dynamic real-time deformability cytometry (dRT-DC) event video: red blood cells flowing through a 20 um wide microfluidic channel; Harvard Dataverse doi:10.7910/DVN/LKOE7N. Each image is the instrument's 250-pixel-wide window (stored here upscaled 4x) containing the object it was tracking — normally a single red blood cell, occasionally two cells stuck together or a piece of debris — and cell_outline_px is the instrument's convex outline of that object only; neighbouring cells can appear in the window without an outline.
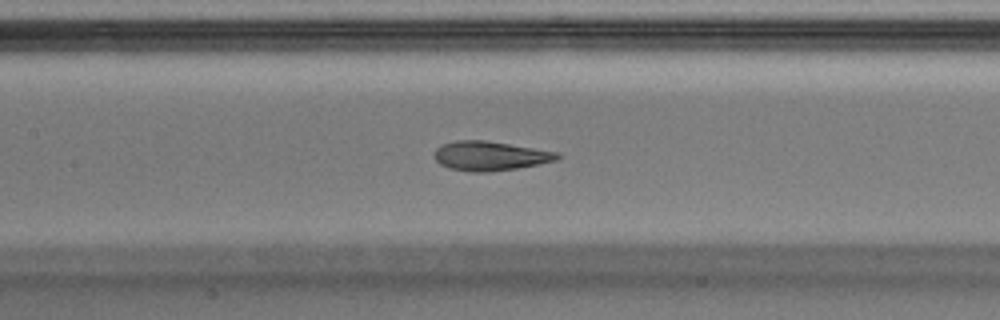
{"species": "Egyptian fruit bat (a non-hibernating species)", "species_latin": "Rousettus aegyptiacus", "temperature_condition": "warm", "stored_images_in_passage": 34, "camera_frame_rate_fps": 3000, "um_per_image_px": 0.085, "animal": {"sex": "male"}, "frame": {"image": 1, "passage_image": 8, "time_ms": 2.333, "image_size_px": [1000, 320], "cell_outline_px": [[560, 156], [556, 160], [516, 168], [488, 172], [472, 172], [448, 168], [440, 164], [436, 160], [436, 148], [440, 144], [456, 140], [484, 140], [560, 152]], "centroid_in_image_um": [41.63, 13.24], "position_along_channel_um": 165.8, "area_um2": 20.87}}
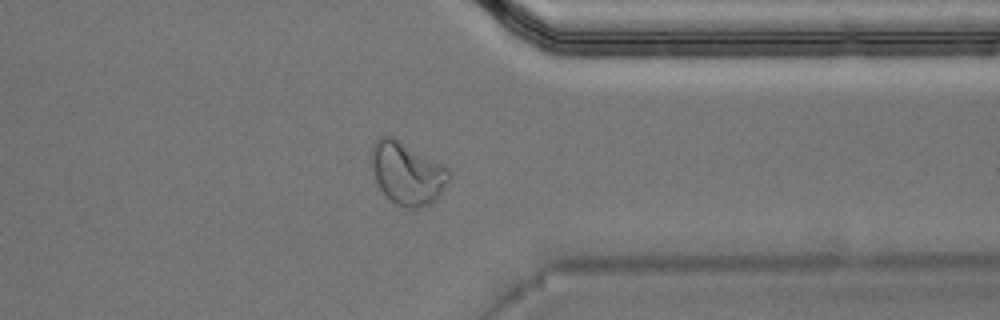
{"frame": {"image": 2, "passage_image": 24, "time_ms": 7.667, "image_size_px": [1000, 320], "cell_outline_px": [[452, 176], [436, 200], [428, 204], [416, 208], [408, 208], [396, 204], [380, 188], [376, 180], [372, 168], [372, 144], [380, 136], [392, 136], [448, 168], [452, 172]], "centroid_in_image_um": [34.63, 14.72], "position_along_channel_um": 376.8, "area_um2": 27.86}}
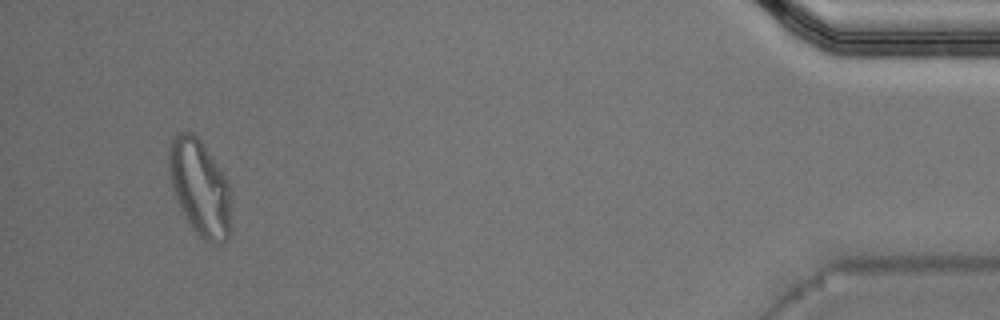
{"frame": {"image": 3, "passage_image": 32, "time_ms": 10.333, "image_size_px": [1000, 320], "cell_outline_px": [[228, 240], [220, 244], [208, 244], [192, 228], [180, 208], [176, 200], [168, 176], [168, 148], [176, 132], [192, 132], [200, 140], [228, 180]], "centroid_in_image_um": [16.92, 15.93], "position_along_channel_um": 418.3, "area_um2": 34.51}, "authors_computed_cell_mechanics": {"area_um2": 21.5305, "velocity_mm_per_s": 4.045, "shape_relaxation_time_tau1_ms": 3.4512, "shape_relaxation_time_tau2_ms": 0.8919, "deformation_change_tau1": 0.1798, "deformation_change_tau2": 0.0791}}